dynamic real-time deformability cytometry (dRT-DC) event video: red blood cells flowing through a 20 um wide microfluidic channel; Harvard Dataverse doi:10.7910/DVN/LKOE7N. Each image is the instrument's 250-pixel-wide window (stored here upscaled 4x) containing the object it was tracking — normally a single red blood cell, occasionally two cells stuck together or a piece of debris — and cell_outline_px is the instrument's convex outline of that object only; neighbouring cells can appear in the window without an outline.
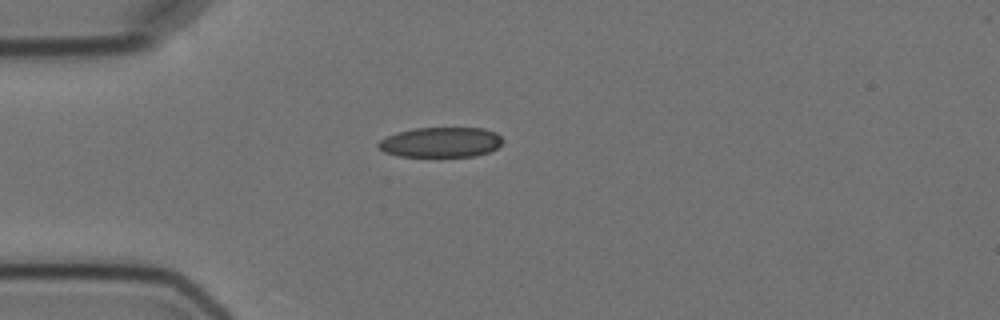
{"species": "Egyptian fruit bat (a non-hibernating species)", "species_latin": "Rousettus aegyptiacus", "temperature_condition": "cold", "stored_images_in_passage": 4, "camera_frame_rate_fps": 3000, "um_per_image_px": 0.085, "animal": {"sex": "female"}, "frame": {"image": 1, "passage_image": 2, "time_ms": 1.333, "image_size_px": [1000, 320], "cell_outline_px": [[504, 140], [496, 148], [488, 152], [476, 156], [400, 156], [384, 152], [376, 144], [380, 140], [396, 132], [416, 128], [484, 128], [496, 132]], "centroid_in_image_um": [37.48, 12.08], "position_along_channel_um": 47.5, "area_um2": 21.73}}
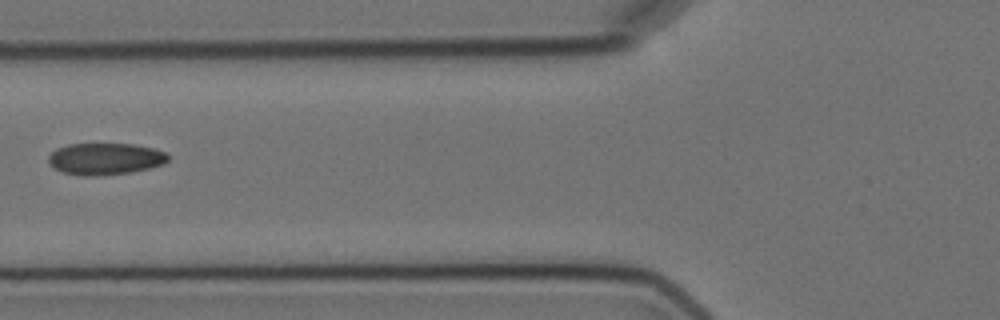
{"frame": {"image": 2, "passage_image": 4, "time_ms": 3.667, "image_size_px": [1000, 320], "cell_outline_px": [[168, 160], [164, 164], [132, 172], [92, 176], [84, 176], [64, 172], [56, 168], [48, 160], [48, 156], [56, 148], [68, 144], [132, 144], [152, 148], [164, 152], [168, 156]], "centroid_in_image_um": [8.94, 13.49], "position_along_channel_um": 116.9, "area_um2": 21.85}}